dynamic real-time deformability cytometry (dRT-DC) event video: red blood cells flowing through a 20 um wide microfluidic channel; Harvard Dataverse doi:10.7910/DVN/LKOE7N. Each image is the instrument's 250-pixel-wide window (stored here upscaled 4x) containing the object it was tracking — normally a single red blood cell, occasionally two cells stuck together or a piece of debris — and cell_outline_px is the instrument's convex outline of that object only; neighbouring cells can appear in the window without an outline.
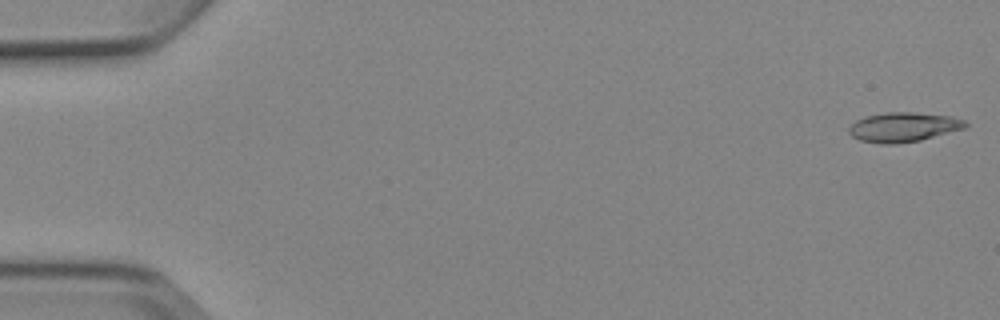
{"species": "Egyptian fruit bat (a non-hibernating species)", "species_latin": "Rousettus aegyptiacus", "temperature_condition": "cold", "stored_images_in_passage": 6, "camera_frame_rate_fps": 3000, "um_per_image_px": 0.085, "animal": {"sex": "female"}, "frame": {"image": 1, "passage_image": 1, "time_ms": 0.0, "image_size_px": [1000, 320], "cell_outline_px": [[968, 124], [964, 128], [920, 140], [896, 144], [880, 144], [860, 140], [852, 136], [848, 132], [848, 128], [856, 120], [864, 116], [888, 112], [912, 112], [952, 116], [964, 120]], "centroid_in_image_um": [76.76, 10.8], "position_along_channel_um": 8.2, "area_um2": 20.0}}
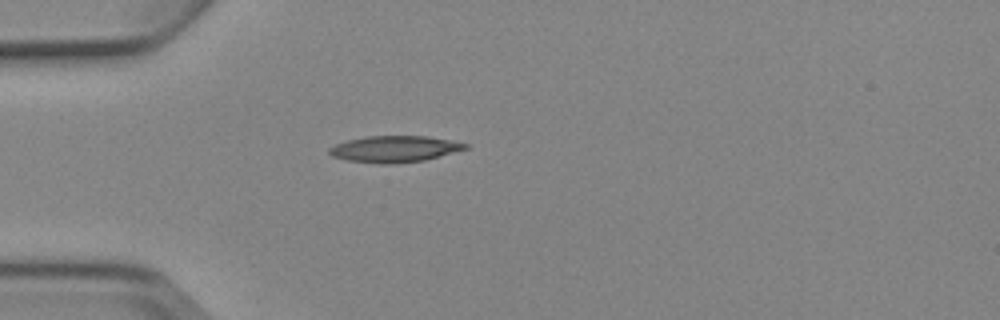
{"frame": {"image": 2, "passage_image": 5, "time_ms": 4.667, "image_size_px": [1000, 320], "cell_outline_px": [[468, 148], [424, 160], [392, 164], [380, 164], [348, 160], [332, 156], [328, 152], [328, 148], [336, 144], [348, 140], [364, 136], [428, 136], [452, 140], [468, 144]], "centroid_in_image_um": [33.52, 12.66], "position_along_channel_um": 51.5, "area_um2": 20.87}}